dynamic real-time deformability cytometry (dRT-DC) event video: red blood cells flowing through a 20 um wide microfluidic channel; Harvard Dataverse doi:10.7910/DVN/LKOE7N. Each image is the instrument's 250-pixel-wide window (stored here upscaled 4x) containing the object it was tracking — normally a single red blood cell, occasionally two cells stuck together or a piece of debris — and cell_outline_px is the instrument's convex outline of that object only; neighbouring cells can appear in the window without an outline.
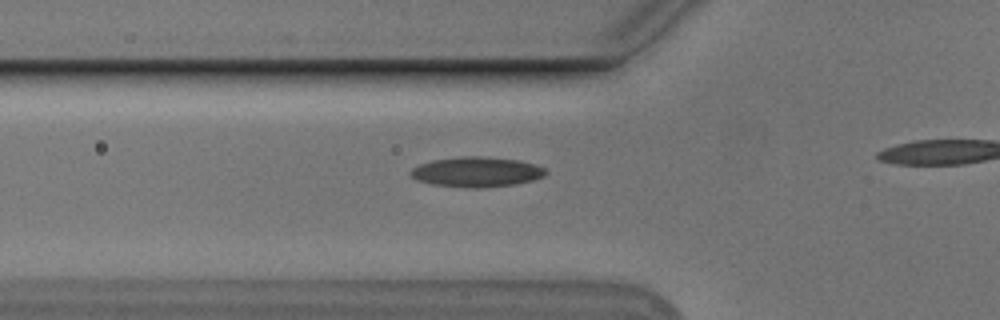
{"species": "Egyptian fruit bat (a non-hibernating species)", "species_latin": "Rousettus aegyptiacus", "temperature_condition": "cold", "stored_images_in_passage": 22, "camera_frame_rate_fps": 3000, "um_per_image_px": 0.085, "animal": {"sex": "male"}, "frame": {"image": 1, "passage_image": 7, "time_ms": 2.0, "image_size_px": [1000, 320], "cell_outline_px": [[540, 172], [536, 176], [520, 180], [496, 184], [452, 184], [432, 180], [420, 176], [416, 172], [436, 164], [456, 160], [500, 160], [520, 164], [536, 168]], "centroid_in_image_um": [40.64, 14.63], "position_along_channel_um": 85.2, "area_um2": 16.36}}
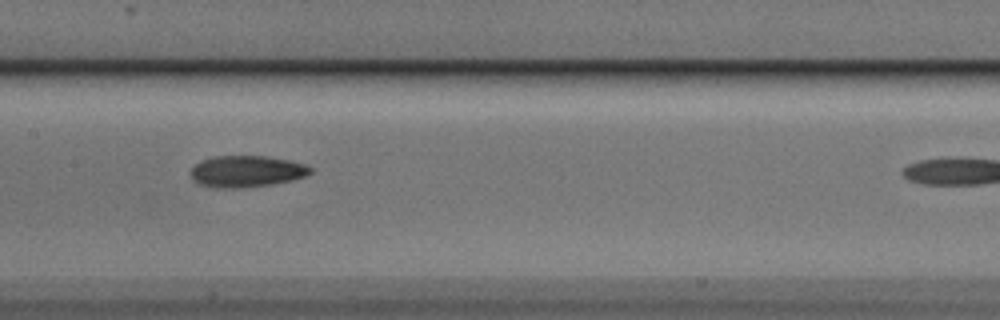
{"frame": {"image": 2, "passage_image": 15, "time_ms": 4.667, "image_size_px": [1000, 320], "cell_outline_px": [[308, 168], [304, 172], [296, 176], [276, 180], [248, 184], [224, 184], [204, 180], [196, 172], [196, 168], [204, 164], [228, 160], [272, 160], [292, 164]], "centroid_in_image_um": [21.07, 14.57], "position_along_channel_um": 186.3, "area_um2": 14.74}}
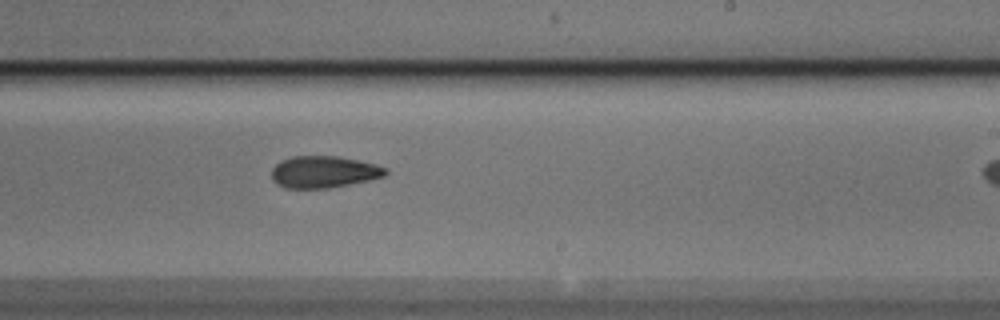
{"frame": {"image": 3, "passage_image": 21, "time_ms": 6.667, "image_size_px": [1000, 320], "cell_outline_px": [[384, 172], [372, 176], [332, 184], [288, 184], [280, 180], [276, 176], [276, 168], [280, 164], [292, 160], [344, 160], [364, 164], [380, 168]], "centroid_in_image_um": [27.5, 14.59], "position_along_channel_um": 261.5, "area_um2": 14.8}}